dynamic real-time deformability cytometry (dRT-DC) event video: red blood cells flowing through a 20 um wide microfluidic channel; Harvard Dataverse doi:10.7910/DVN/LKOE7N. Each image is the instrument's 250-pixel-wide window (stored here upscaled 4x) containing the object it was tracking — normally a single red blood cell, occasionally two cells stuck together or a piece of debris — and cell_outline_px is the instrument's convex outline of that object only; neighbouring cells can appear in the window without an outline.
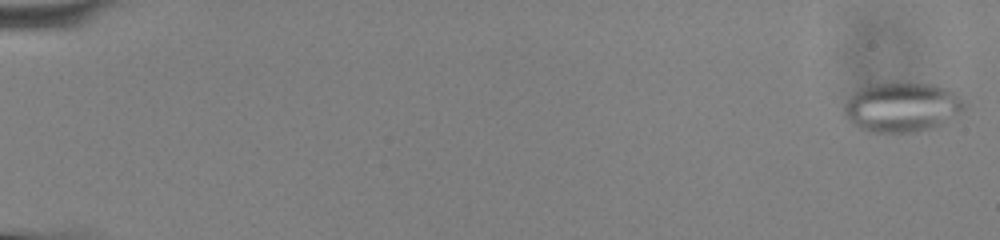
{"species": "common noctule bat (a hibernating species)", "species_latin": "Nyctalus noctula", "temperature_condition": "cold", "stored_images_in_passage": 55, "camera_frame_rate_fps": 3000, "um_per_image_px": 0.085, "animal": {"sex": "male", "body_mass_g": 13.0, "forearm_length_mm": 53.1}, "frame": {"image": 1, "passage_image": 1, "time_ms": 0.0, "image_size_px": [1000, 240], "cell_outline_px": [[968, 104], [960, 112], [944, 124], [936, 128], [920, 132], [868, 132], [852, 124], [844, 112], [844, 104], [860, 88], [868, 84], [932, 84], [948, 88], [960, 96]], "centroid_in_image_um": [76.72, 9.13], "position_along_channel_um": 8.3, "area_um2": 34.8}}
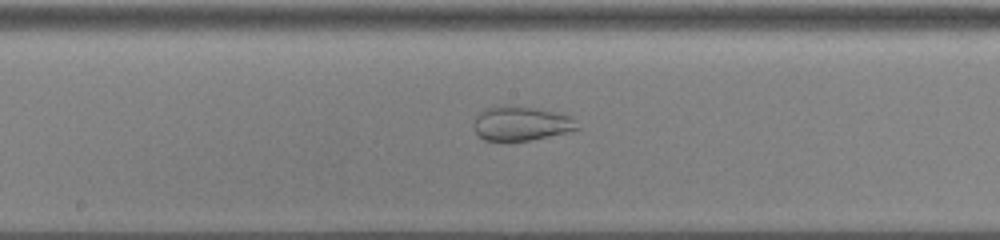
{"frame": {"image": 2, "passage_image": 30, "time_ms": 9.667, "image_size_px": [1000, 240], "cell_outline_px": [[580, 128], [548, 136], [528, 140], [484, 140], [476, 132], [472, 124], [476, 116], [484, 108], [504, 104], [532, 108], [572, 116]], "centroid_in_image_um": [44.24, 10.48], "position_along_channel_um": 204.0, "area_um2": 20.4}}
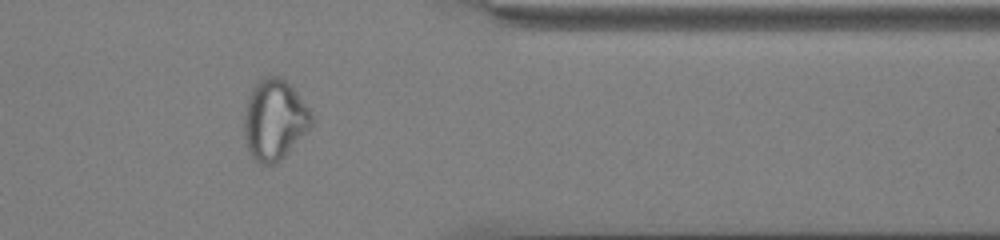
{"frame": {"image": 3, "passage_image": 45, "time_ms": 14.667, "image_size_px": [1000, 240], "cell_outline_px": [[312, 124], [288, 152], [280, 160], [272, 164], [264, 164], [256, 160], [252, 156], [248, 148], [244, 132], [244, 116], [248, 96], [252, 88], [264, 76], [280, 76], [296, 92], [312, 112]], "centroid_in_image_um": [23.32, 10.16], "position_along_channel_um": 388.1, "area_um2": 31.04}}